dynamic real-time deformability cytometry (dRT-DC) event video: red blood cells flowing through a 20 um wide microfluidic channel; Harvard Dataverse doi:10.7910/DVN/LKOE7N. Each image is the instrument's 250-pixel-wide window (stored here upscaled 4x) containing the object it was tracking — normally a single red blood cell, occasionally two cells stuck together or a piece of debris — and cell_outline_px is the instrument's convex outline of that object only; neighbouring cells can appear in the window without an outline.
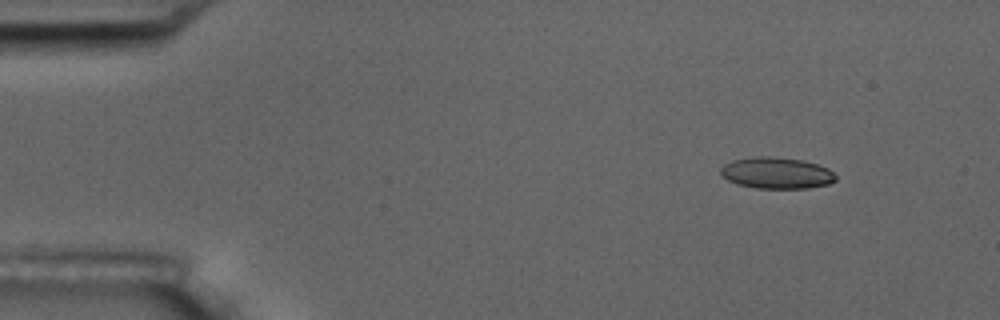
{"species": "common noctule bat (a hibernating species)", "species_latin": "Nyctalus noctula", "temperature_condition": "room temperature", "stored_images_in_passage": 4, "camera_frame_rate_fps": 3000, "um_per_image_px": 0.085, "animal": {"sex": "male", "body_mass_g": 17.5, "forearm_length_mm": 52.3}, "frame": {"image": 1, "passage_image": 1, "time_ms": 0.0, "image_size_px": [1000, 320], "cell_outline_px": [[836, 180], [828, 184], [808, 188], [756, 188], [740, 184], [728, 180], [720, 172], [720, 168], [724, 164], [732, 160], [756, 156], [768, 156], [800, 160], [816, 164], [828, 168], [836, 176]], "centroid_in_image_um": [66.0, 14.7], "position_along_channel_um": 19.0, "area_um2": 20.81}}
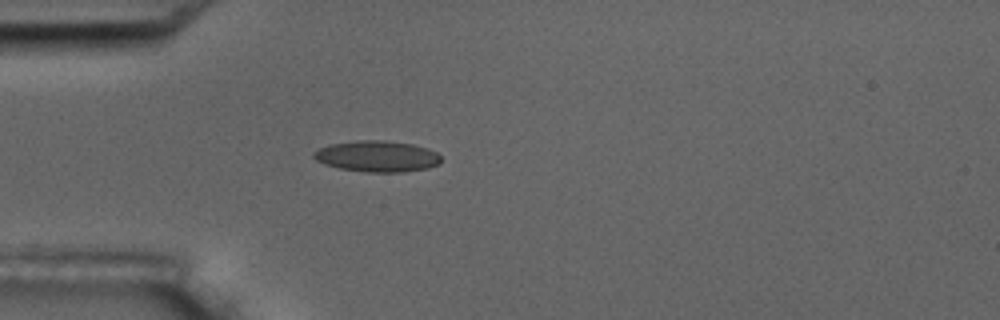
{"frame": {"image": 2, "passage_image": 4, "time_ms": 3.333, "image_size_px": [1000, 320], "cell_outline_px": [[440, 164], [428, 168], [400, 172], [368, 172], [340, 168], [324, 164], [316, 160], [312, 156], [312, 152], [328, 144], [364, 140], [384, 140], [412, 144], [428, 148], [436, 152], [440, 156]], "centroid_in_image_um": [32.05, 13.28], "position_along_channel_um": 53.0, "area_um2": 23.06}}